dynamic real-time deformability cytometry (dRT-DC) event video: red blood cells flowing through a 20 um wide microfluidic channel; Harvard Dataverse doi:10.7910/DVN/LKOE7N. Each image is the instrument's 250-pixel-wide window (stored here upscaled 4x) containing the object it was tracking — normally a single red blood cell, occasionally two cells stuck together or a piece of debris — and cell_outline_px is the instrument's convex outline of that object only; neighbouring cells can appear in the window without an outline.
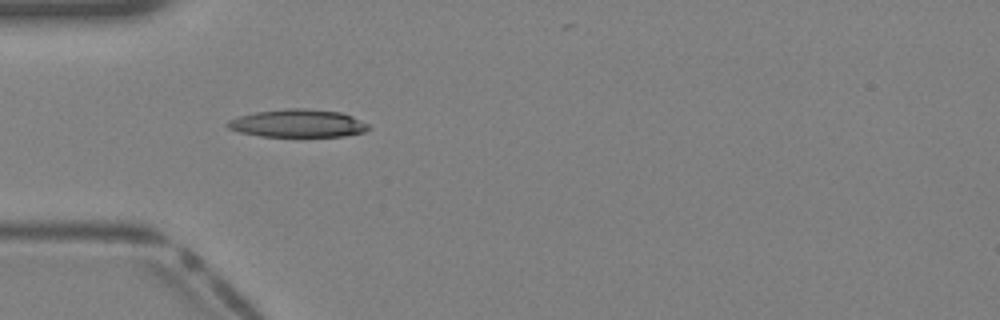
{"species": "Egyptian fruit bat (a non-hibernating species)", "species_latin": "Rousettus aegyptiacus", "temperature_condition": "warm", "stored_images_in_passage": 25, "camera_frame_rate_fps": 3000, "um_per_image_px": 0.085, "animal": {"sex": "female"}, "frame": {"image": 1, "passage_image": 1, "time_ms": 0.0, "image_size_px": [1000, 320], "cell_outline_px": [[372, 128], [364, 132], [344, 136], [260, 136], [240, 132], [228, 128], [224, 124], [228, 120], [236, 116], [256, 112], [288, 108], [304, 108], [340, 112], [352, 116], [368, 124]], "centroid_in_image_um": [25.29, 10.48], "position_along_channel_um": 59.7, "area_um2": 22.95}}
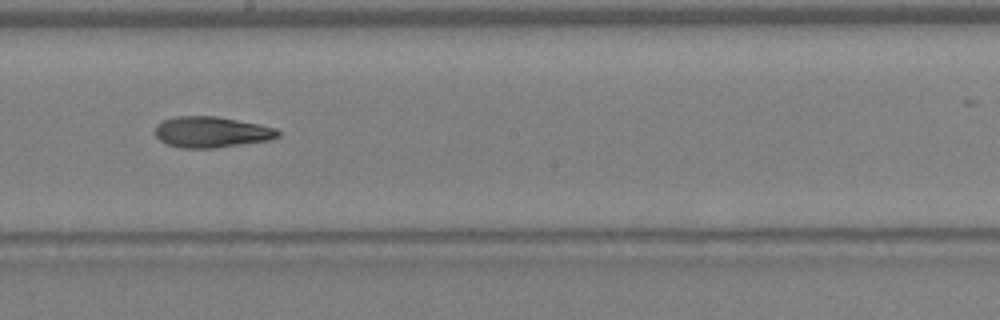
{"frame": {"image": 2, "passage_image": 11, "time_ms": 3.333, "image_size_px": [1000, 320], "cell_outline_px": [[280, 136], [268, 140], [216, 148], [180, 148], [168, 144], [160, 140], [156, 136], [156, 124], [164, 120], [176, 116], [216, 116], [276, 128], [280, 132]], "centroid_in_image_um": [17.96, 11.23], "position_along_channel_um": 230.2, "area_um2": 21.96}}
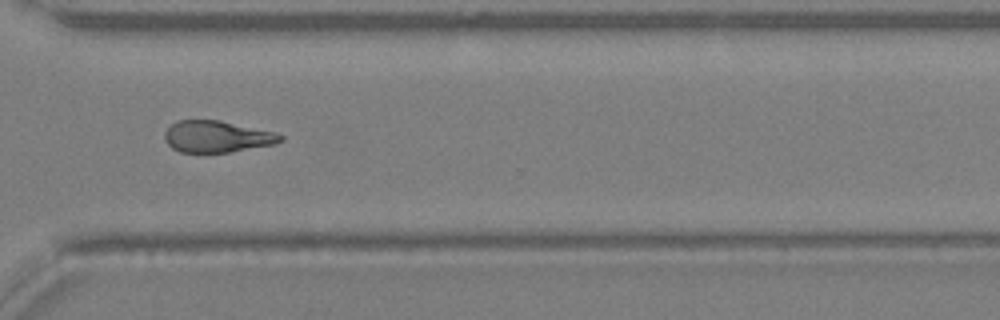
{"frame": {"image": 3, "passage_image": 18, "time_ms": 5.667, "image_size_px": [1000, 320], "cell_outline_px": [[284, 140], [276, 144], [228, 152], [180, 152], [172, 148], [164, 140], [164, 132], [176, 120], [220, 120], [276, 132], [284, 136]], "centroid_in_image_um": [18.45, 11.6], "position_along_channel_um": 352.1, "area_um2": 21.44}}